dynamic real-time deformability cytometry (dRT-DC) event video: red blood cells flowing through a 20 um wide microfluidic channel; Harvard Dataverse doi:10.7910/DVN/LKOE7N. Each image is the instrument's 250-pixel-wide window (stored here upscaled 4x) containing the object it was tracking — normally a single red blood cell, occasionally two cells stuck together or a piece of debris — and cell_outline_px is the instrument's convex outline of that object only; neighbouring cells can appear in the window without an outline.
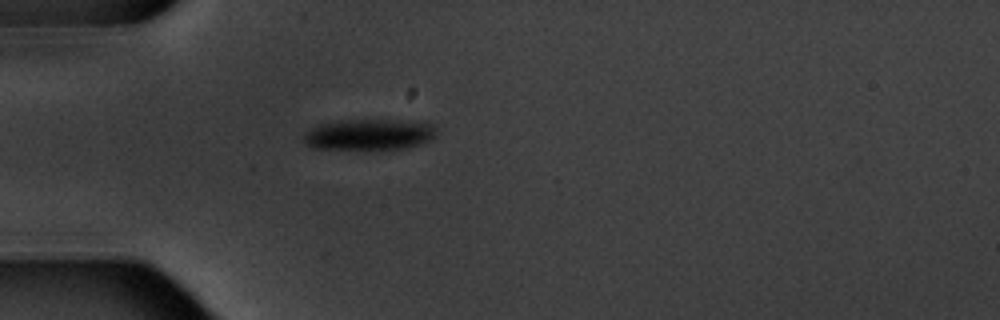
{"species": "common noctule bat (a hibernating species)", "species_latin": "Nyctalus noctula", "temperature_condition": "warm", "stored_images_in_passage": 4, "camera_frame_rate_fps": 3000, "um_per_image_px": 0.085, "animal": {"sex": "male", "body_mass_g": 20.1, "forearm_length_mm": 53.5}, "frame": {"image": 1, "passage_image": 4, "time_ms": 3.667, "image_size_px": [1000, 320], "cell_outline_px": [[436, 136], [432, 140], [424, 144], [408, 148], [376, 152], [312, 148], [304, 140], [304, 132], [320, 124], [340, 120], [428, 120], [436, 128]], "centroid_in_image_um": [31.49, 11.47], "position_along_channel_um": 53.5, "area_um2": 25.55}}